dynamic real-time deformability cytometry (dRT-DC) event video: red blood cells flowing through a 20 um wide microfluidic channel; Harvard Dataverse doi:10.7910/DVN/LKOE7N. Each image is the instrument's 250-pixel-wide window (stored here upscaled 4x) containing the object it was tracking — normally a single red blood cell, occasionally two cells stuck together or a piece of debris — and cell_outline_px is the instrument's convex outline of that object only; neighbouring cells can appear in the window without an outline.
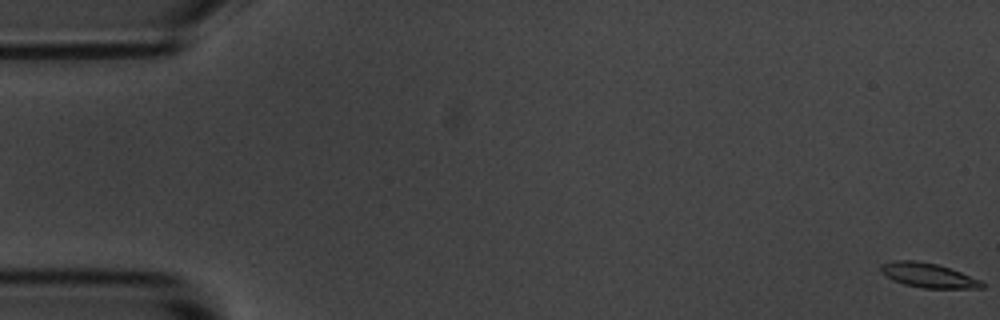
{"species": "common noctule bat (a hibernating species)", "species_latin": "Nyctalus noctula", "temperature_condition": "room temperature", "stored_images_in_passage": 5, "camera_frame_rate_fps": 3000, "um_per_image_px": 0.085, "animal": {"sex": "male", "body_mass_g": 20.1, "forearm_length_mm": 53.5}, "frame": {"image": 1, "passage_image": 1, "time_ms": 0.0, "image_size_px": [1000, 320], "cell_outline_px": [[984, 288], [924, 288], [904, 284], [892, 280], [880, 272], [880, 264], [892, 260], [916, 260], [936, 264], [960, 272], [980, 280], [984, 284]], "centroid_in_image_um": [78.84, 23.39], "position_along_channel_um": 6.2, "area_um2": 14.39}}